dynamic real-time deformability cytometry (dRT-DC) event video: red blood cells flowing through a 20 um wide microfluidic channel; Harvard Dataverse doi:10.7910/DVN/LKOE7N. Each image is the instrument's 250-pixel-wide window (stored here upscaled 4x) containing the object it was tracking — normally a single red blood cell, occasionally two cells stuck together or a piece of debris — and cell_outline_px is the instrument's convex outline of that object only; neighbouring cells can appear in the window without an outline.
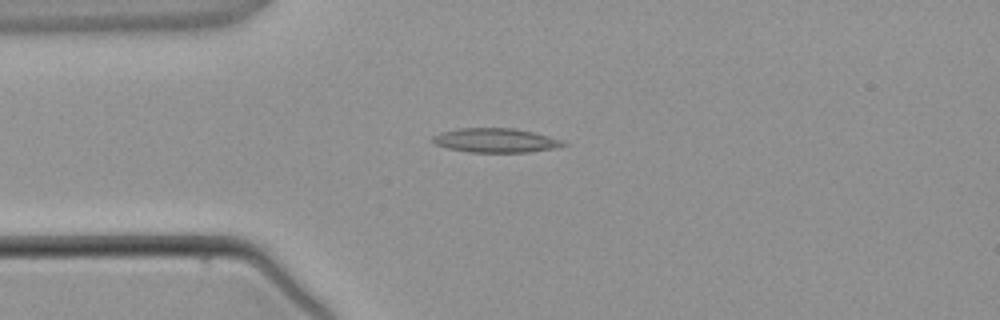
{"species": "common noctule bat (a hibernating species)", "species_latin": "Nyctalus noctula", "temperature_condition": "warm", "stored_images_in_passage": 2, "camera_frame_rate_fps": 3000, "um_per_image_px": 0.085, "animal": {"sex": "male", "body_mass_g": 21.5, "forearm_length_mm": 52.0}, "frame": {"image": 1, "passage_image": 1, "time_ms": 0.0, "image_size_px": [1000, 320], "cell_outline_px": [[568, 144], [560, 148], [528, 152], [468, 152], [448, 148], [436, 144], [432, 140], [432, 136], [440, 132], [460, 128], [512, 128], [532, 132], [564, 140]], "centroid_in_image_um": [42.17, 11.94], "position_along_channel_um": 42.8, "area_um2": 18.5}}
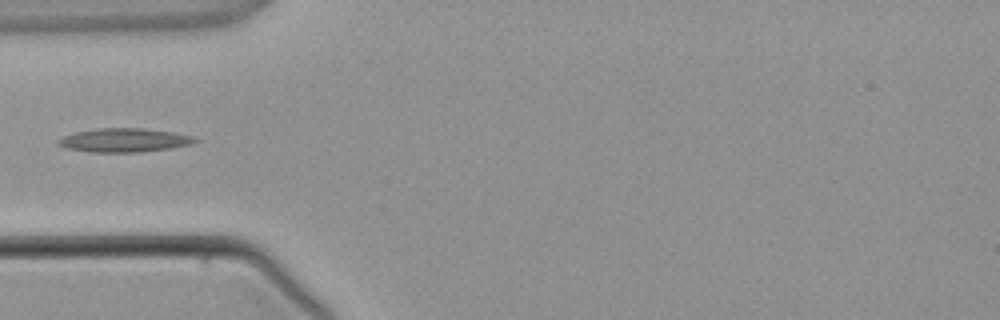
{"frame": {"image": 2, "passage_image": 2, "time_ms": 1.0, "image_size_px": [1000, 320], "cell_outline_px": [[200, 140], [192, 144], [172, 148], [140, 152], [92, 152], [68, 148], [56, 144], [56, 140], [64, 136], [76, 132], [96, 128], [144, 128], [172, 132], [192, 136]], "centroid_in_image_um": [10.57, 11.91], "position_along_channel_um": 74.4, "area_um2": 18.96}}